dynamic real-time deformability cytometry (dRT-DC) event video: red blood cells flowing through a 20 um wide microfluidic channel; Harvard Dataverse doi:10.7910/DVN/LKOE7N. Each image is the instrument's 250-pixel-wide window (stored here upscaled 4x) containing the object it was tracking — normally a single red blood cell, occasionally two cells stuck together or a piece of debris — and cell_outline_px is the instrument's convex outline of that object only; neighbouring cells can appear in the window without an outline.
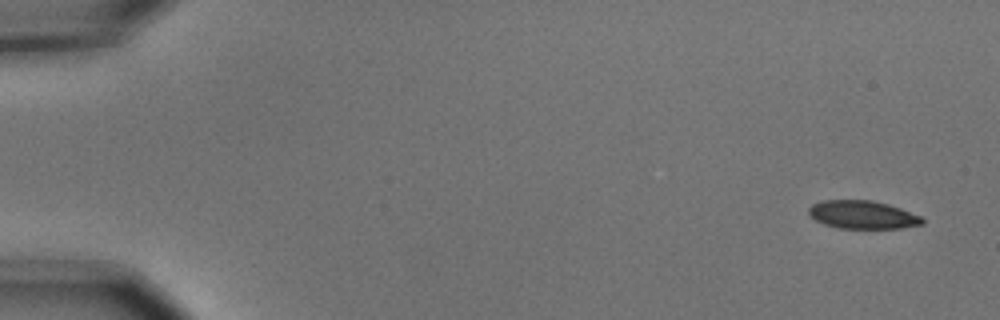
{"species": "common noctule bat (a hibernating species)", "species_latin": "Nyctalus noctula", "temperature_condition": "cold", "stored_images_in_passage": 5, "camera_frame_rate_fps": 3000, "um_per_image_px": 0.085, "animal": {"sex": "male", "body_mass_g": 15.6}, "frame": {"image": 1, "passage_image": 1, "time_ms": 0.0, "image_size_px": [1000, 320], "cell_outline_px": [[924, 224], [900, 228], [836, 228], [824, 224], [816, 220], [808, 212], [808, 208], [812, 204], [824, 200], [872, 200], [888, 204], [900, 208], [920, 216], [924, 220]], "centroid_in_image_um": [73.31, 18.25], "position_along_channel_um": 11.7, "area_um2": 18.55}}
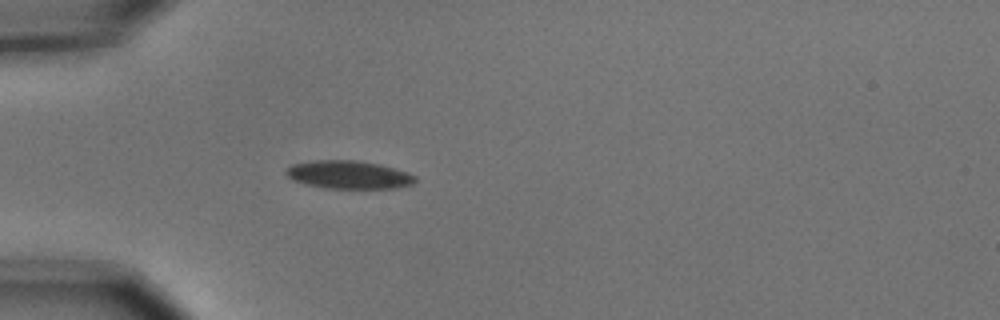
{"frame": {"image": 2, "passage_image": 5, "time_ms": 1.333, "image_size_px": [1000, 320], "cell_outline_px": [[416, 180], [412, 184], [396, 188], [324, 188], [292, 180], [284, 172], [284, 168], [292, 164], [312, 160], [356, 160], [380, 164], [408, 172], [416, 176]], "centroid_in_image_um": [29.62, 14.84], "position_along_channel_um": 55.4, "area_um2": 21.27}}